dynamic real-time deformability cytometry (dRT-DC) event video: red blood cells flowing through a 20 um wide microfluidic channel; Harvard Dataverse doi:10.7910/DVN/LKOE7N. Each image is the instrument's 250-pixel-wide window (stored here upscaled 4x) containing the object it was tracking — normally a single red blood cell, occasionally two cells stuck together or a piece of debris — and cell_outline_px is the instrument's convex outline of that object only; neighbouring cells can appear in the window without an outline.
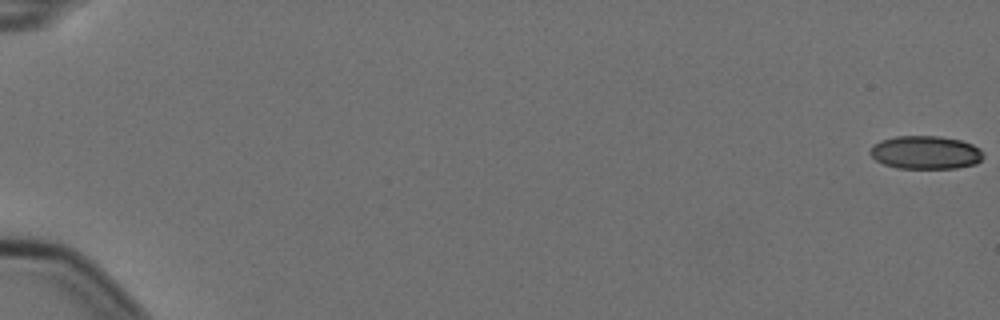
{"species": "Egyptian fruit bat (a non-hibernating species)", "species_latin": "Rousettus aegyptiacus", "temperature_condition": "cold", "stored_images_in_passage": 7, "camera_frame_rate_fps": 3000, "um_per_image_px": 0.085, "animal": {"sex": "female"}, "frame": {"image": 1, "passage_image": 1, "time_ms": 0.0, "image_size_px": [1000, 320], "cell_outline_px": [[984, 156], [976, 164], [956, 168], [896, 168], [884, 164], [876, 160], [868, 152], [872, 144], [880, 140], [896, 136], [940, 136], [960, 140], [972, 144], [980, 148], [984, 152]], "centroid_in_image_um": [78.66, 12.95], "position_along_channel_um": 6.3, "area_um2": 22.14}}
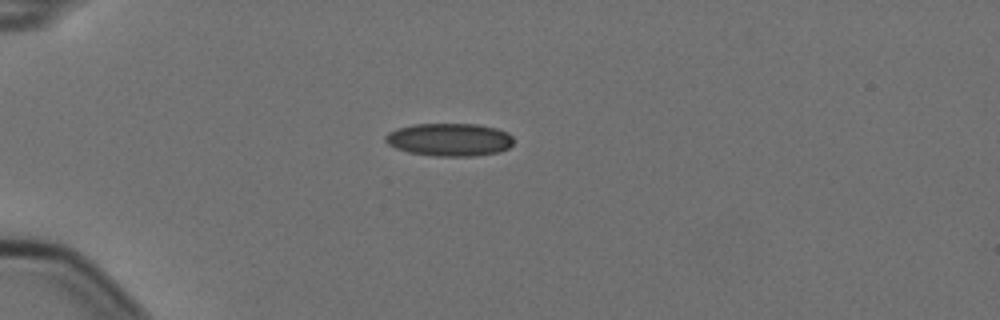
{"frame": {"image": 2, "passage_image": 5, "time_ms": 1.333, "image_size_px": [1000, 320], "cell_outline_px": [[512, 144], [508, 148], [500, 152], [476, 156], [432, 156], [408, 152], [396, 148], [388, 144], [384, 140], [384, 136], [388, 132], [396, 128], [412, 124], [480, 124], [496, 128], [508, 132], [512, 136]], "centroid_in_image_um": [38.19, 11.87], "position_along_channel_um": 46.8, "area_um2": 24.85}}
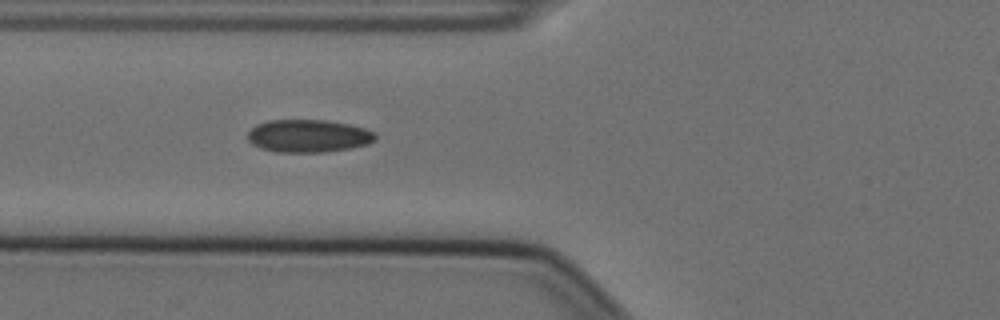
{"frame": {"image": 3, "passage_image": 7, "time_ms": 2.0, "image_size_px": [1000, 320], "cell_outline_px": [[376, 140], [368, 144], [352, 148], [324, 152], [276, 152], [260, 148], [252, 144], [248, 140], [248, 132], [256, 124], [268, 120], [324, 120], [348, 124], [364, 128], [372, 132], [376, 136]], "centroid_in_image_um": [26.19, 11.56], "position_along_channel_um": 99.6, "area_um2": 24.39}}